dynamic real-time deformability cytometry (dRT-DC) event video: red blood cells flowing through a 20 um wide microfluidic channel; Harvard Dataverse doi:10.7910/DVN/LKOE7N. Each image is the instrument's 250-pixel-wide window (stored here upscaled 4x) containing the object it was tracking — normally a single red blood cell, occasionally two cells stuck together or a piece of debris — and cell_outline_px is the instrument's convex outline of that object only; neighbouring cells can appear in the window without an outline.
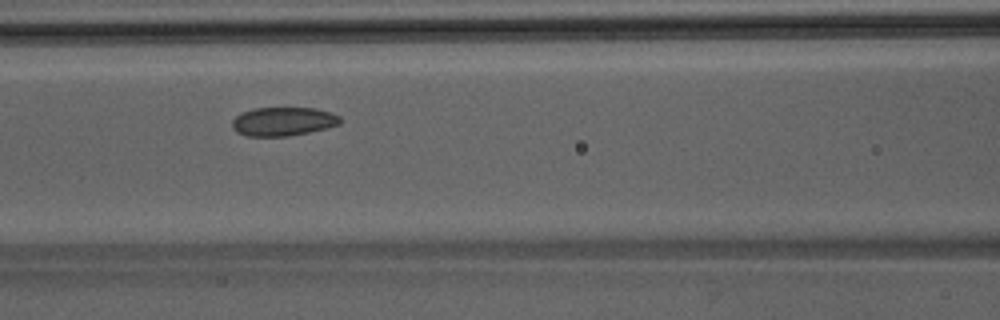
{"species": "Egyptian fruit bat (a non-hibernating species)", "species_latin": "Rousettus aegyptiacus", "temperature_condition": "room temperature", "stored_images_in_passage": 40, "camera_frame_rate_fps": 3000, "um_per_image_px": 0.085, "animal": {"sex": "male"}, "frame": {"image": 1, "passage_image": 13, "time_ms": 4.0, "image_size_px": [1000, 320], "cell_outline_px": [[340, 124], [328, 128], [288, 136], [244, 136], [236, 132], [232, 128], [232, 120], [240, 112], [252, 108], [316, 108], [332, 112], [340, 116]], "centroid_in_image_um": [24.05, 10.32], "position_along_channel_um": 142.6, "area_um2": 18.32}}
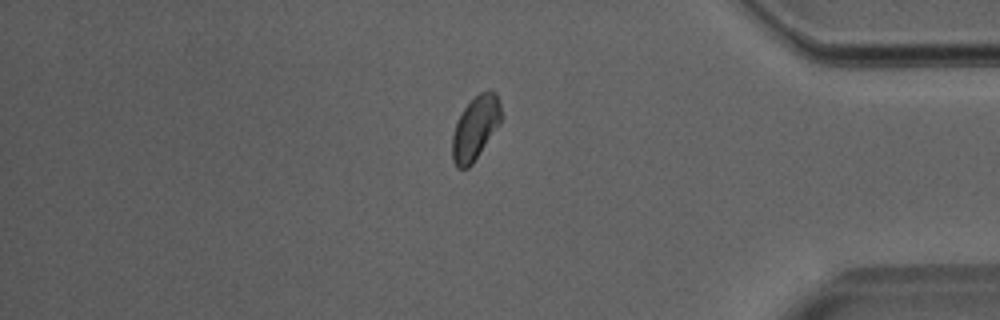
{"frame": {"image": 2, "passage_image": 33, "time_ms": 10.667, "image_size_px": [1000, 320], "cell_outline_px": [[500, 124], [472, 164], [468, 168], [456, 168], [452, 160], [452, 136], [456, 124], [464, 108], [480, 92], [496, 92], [500, 104]], "centroid_in_image_um": [40.39, 10.92], "position_along_channel_um": 394.8, "area_um2": 17.74}}
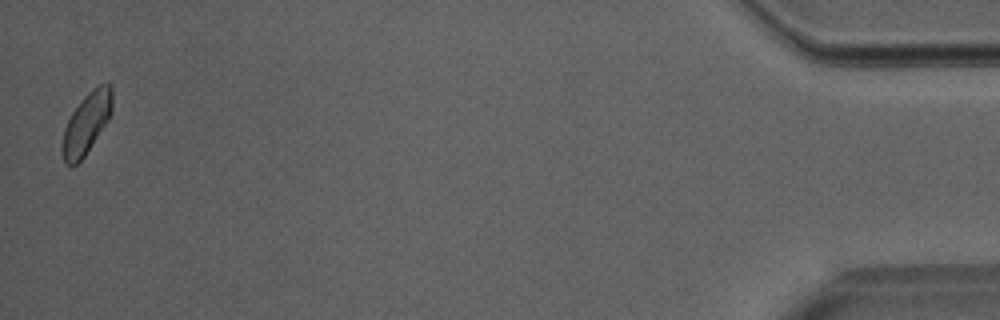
{"frame": {"image": 3, "passage_image": 40, "time_ms": 13.0, "image_size_px": [1000, 320], "cell_outline_px": [[112, 112], [108, 120], [84, 156], [76, 164], [68, 164], [64, 160], [60, 148], [64, 128], [72, 112], [84, 96], [88, 92], [100, 84], [108, 84], [112, 88]], "centroid_in_image_um": [7.34, 10.47], "position_along_channel_um": 427.9, "area_um2": 17.51}}